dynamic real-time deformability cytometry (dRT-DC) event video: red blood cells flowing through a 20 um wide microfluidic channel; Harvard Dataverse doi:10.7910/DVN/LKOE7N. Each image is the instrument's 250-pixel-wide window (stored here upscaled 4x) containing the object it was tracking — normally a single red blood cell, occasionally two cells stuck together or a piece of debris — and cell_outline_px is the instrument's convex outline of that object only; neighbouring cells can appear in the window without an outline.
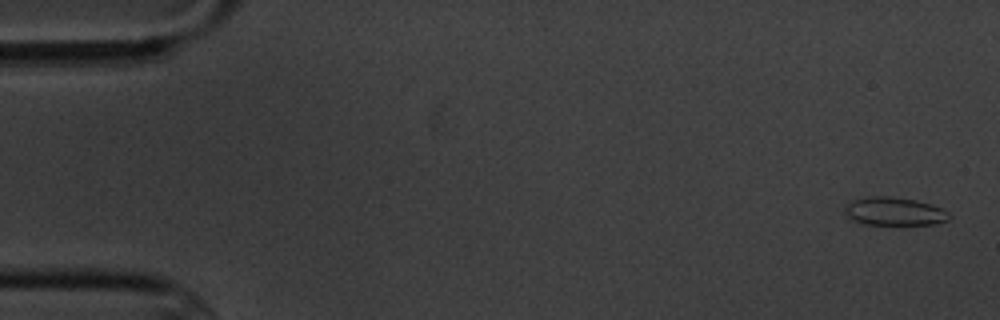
{"species": "common noctule bat (a hibernating species)", "species_latin": "Nyctalus noctula", "temperature_condition": "cold", "stored_images_in_passage": 5, "camera_frame_rate_fps": 3000, "um_per_image_px": 0.085, "animal": {"sex": "male", "body_mass_g": 20.1, "forearm_length_mm": 53.5}, "frame": {"image": 1, "passage_image": 1, "time_ms": 0.0, "image_size_px": [1000, 320], "cell_outline_px": [[952, 216], [948, 220], [936, 224], [864, 224], [852, 220], [844, 212], [844, 208], [852, 200], [868, 196], [888, 196], [916, 200], [940, 208], [948, 212]], "centroid_in_image_um": [76.0, 17.97], "position_along_channel_um": 9.0, "area_um2": 17.05}}
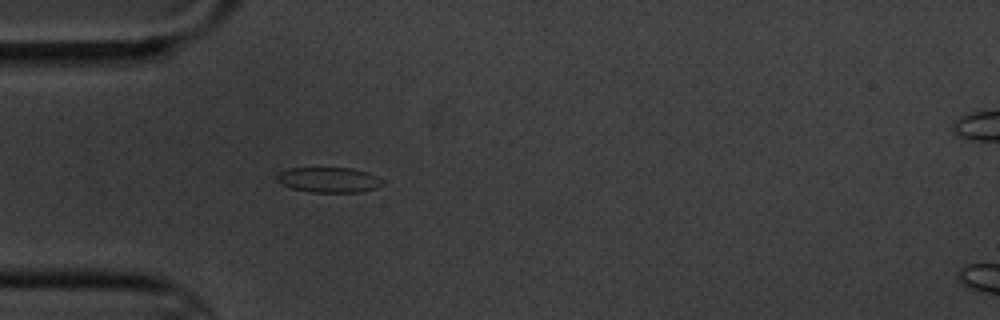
{"frame": {"image": 2, "passage_image": 5, "time_ms": 5.0, "image_size_px": [1000, 320], "cell_outline_px": [[380, 184], [376, 188], [360, 192], [308, 192], [292, 188], [280, 184], [276, 180], [276, 172], [288, 168], [352, 168], [368, 172], [376, 176], [380, 180]], "centroid_in_image_um": [27.86, 15.28], "position_along_channel_um": 57.1, "area_um2": 15.55}}